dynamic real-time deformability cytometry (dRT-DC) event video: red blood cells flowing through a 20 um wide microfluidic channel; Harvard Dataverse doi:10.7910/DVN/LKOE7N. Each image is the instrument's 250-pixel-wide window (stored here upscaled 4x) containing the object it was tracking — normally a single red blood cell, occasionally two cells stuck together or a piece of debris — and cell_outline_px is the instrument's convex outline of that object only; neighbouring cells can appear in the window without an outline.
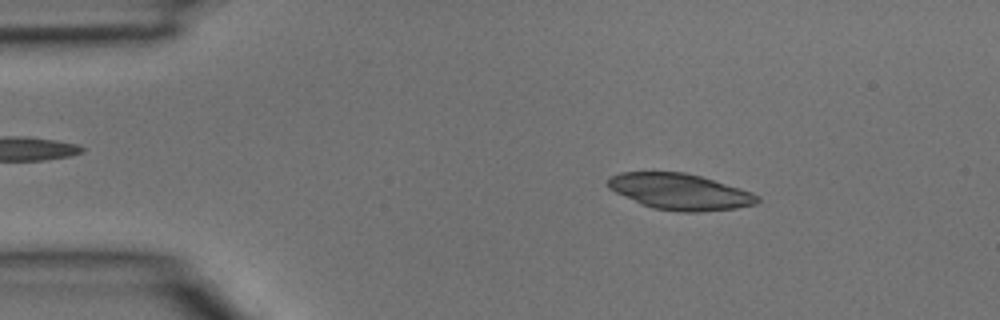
{"species": "common noctule bat (a hibernating species)", "species_latin": "Nyctalus noctula", "temperature_condition": "room temperature", "stored_images_in_passage": 2, "camera_frame_rate_fps": 3000, "um_per_image_px": 0.085, "animal": {"sex": "male", "body_mass_g": 15.6}, "frame": {"image": 1, "passage_image": 1, "time_ms": 0.0, "image_size_px": [1000, 320], "cell_outline_px": [[760, 200], [756, 204], [736, 208], [700, 212], [680, 212], [652, 208], [640, 204], [608, 188], [608, 180], [612, 176], [620, 172], [684, 172], [700, 176], [740, 188], [752, 192], [760, 196]], "centroid_in_image_um": [57.81, 16.3], "position_along_channel_um": 27.2, "area_um2": 31.39}}